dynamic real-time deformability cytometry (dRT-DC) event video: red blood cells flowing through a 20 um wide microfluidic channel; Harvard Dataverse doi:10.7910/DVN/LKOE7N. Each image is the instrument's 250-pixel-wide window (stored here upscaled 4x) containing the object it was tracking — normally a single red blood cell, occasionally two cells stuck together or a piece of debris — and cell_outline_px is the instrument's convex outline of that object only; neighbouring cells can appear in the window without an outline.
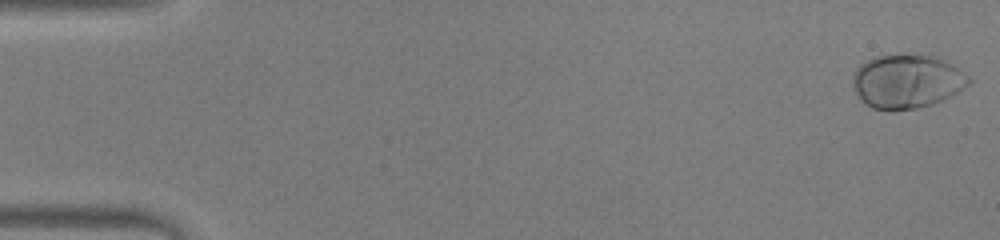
{"species": "human", "species_latin": "Homo sapiens", "temperature_condition": "warm", "stored_images_in_passage": 14, "camera_frame_rate_fps": 3000, "um_per_image_px": 0.085, "donor": {"sex": "male"}, "frame": {"image": 1, "passage_image": 1, "time_ms": 0.0, "image_size_px": [1000, 240], "cell_outline_px": [[972, 84], [952, 96], [944, 100], [932, 104], [916, 108], [872, 108], [864, 104], [860, 100], [852, 84], [852, 76], [856, 68], [860, 64], [876, 56], [932, 56], [944, 60], [968, 76], [972, 80]], "centroid_in_image_um": [77.09, 6.93], "position_along_channel_um": 7.9, "area_um2": 35.84}}
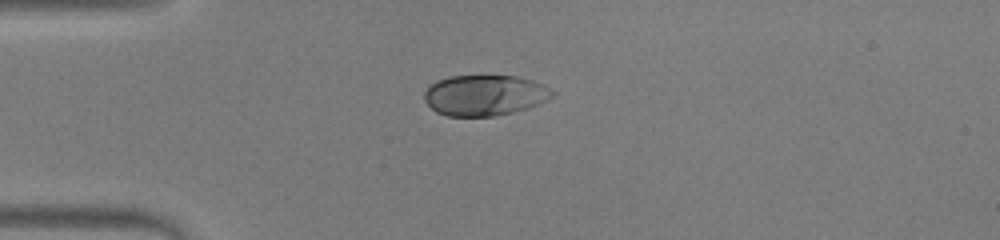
{"frame": {"image": 2, "passage_image": 14, "time_ms": 4.333, "image_size_px": [1000, 240], "cell_outline_px": [[556, 92], [552, 96], [528, 108], [512, 112], [492, 116], [448, 116], [436, 112], [424, 100], [424, 92], [428, 84], [436, 80], [448, 76], [516, 76], [532, 80], [544, 84]], "centroid_in_image_um": [41.16, 8.08], "position_along_channel_um": 43.8, "area_um2": 30.4}}